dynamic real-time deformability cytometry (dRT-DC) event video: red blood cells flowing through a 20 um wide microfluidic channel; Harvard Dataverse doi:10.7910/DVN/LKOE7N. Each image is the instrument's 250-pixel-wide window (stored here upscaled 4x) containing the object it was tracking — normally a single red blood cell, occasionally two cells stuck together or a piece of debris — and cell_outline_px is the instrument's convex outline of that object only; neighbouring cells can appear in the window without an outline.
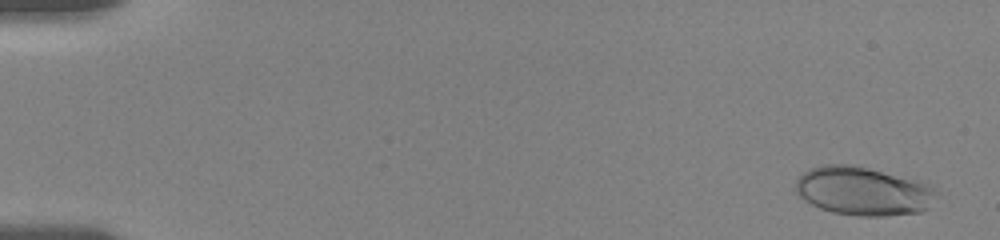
{"species": "human", "species_latin": "Homo sapiens", "temperature_condition": "room temperature", "stored_images_in_passage": 54, "camera_frame_rate_fps": 3000, "um_per_image_px": 0.085, "donor": {"sex": "female"}, "frame": {"image": 1, "passage_image": 3, "time_ms": 0.667, "image_size_px": [1000, 240], "cell_outline_px": [[940, 192], [928, 208], [920, 212], [884, 216], [856, 216], [832, 212], [820, 208], [804, 200], [796, 192], [796, 180], [804, 172], [812, 168], [824, 164], [848, 164], [868, 168], [924, 180], [932, 184]], "centroid_in_image_um": [73.45, 16.24], "position_along_channel_um": 11.6, "area_um2": 40.46}}
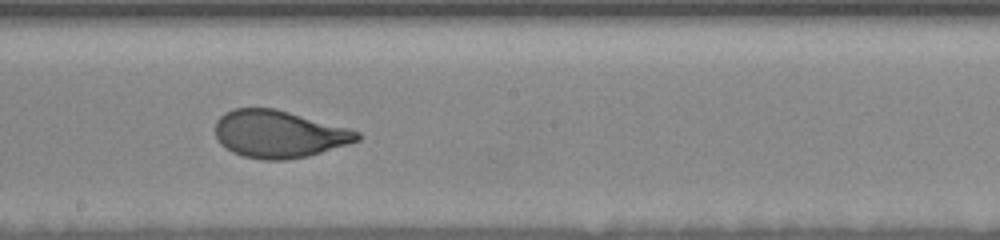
{"frame": {"image": 2, "passage_image": 33, "time_ms": 10.667, "image_size_px": [1000, 240], "cell_outline_px": [[364, 136], [360, 140], [348, 144], [308, 156], [284, 160], [264, 160], [244, 156], [232, 152], [220, 144], [216, 136], [216, 120], [224, 112], [232, 108], [276, 108], [352, 128], [360, 132]], "centroid_in_image_um": [23.74, 11.38], "position_along_channel_um": 224.5, "area_um2": 39.65}}
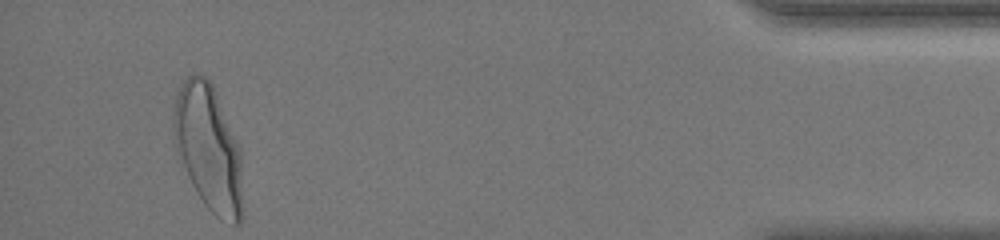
{"frame": {"image": 3, "passage_image": 54, "time_ms": 17.667, "image_size_px": [1000, 240], "cell_outline_px": [[244, 216], [240, 224], [232, 224], [220, 220], [204, 204], [196, 192], [176, 152], [172, 116], [176, 96], [180, 84], [192, 72], [204, 76], [212, 84], [240, 148]], "centroid_in_image_um": [17.73, 12.62], "position_along_channel_um": 417.5, "area_um2": 51.04}, "authors_computed_cell_mechanics": {"area_um2": 39.593, "velocity_mm_per_s": 3.599, "shape_relaxation_time_tau1_ms": 3.6398, "shape_relaxation_time_tau2_ms": null, "deformation_change_tau1": 0.1718, "deformation_change_tau2": null}}